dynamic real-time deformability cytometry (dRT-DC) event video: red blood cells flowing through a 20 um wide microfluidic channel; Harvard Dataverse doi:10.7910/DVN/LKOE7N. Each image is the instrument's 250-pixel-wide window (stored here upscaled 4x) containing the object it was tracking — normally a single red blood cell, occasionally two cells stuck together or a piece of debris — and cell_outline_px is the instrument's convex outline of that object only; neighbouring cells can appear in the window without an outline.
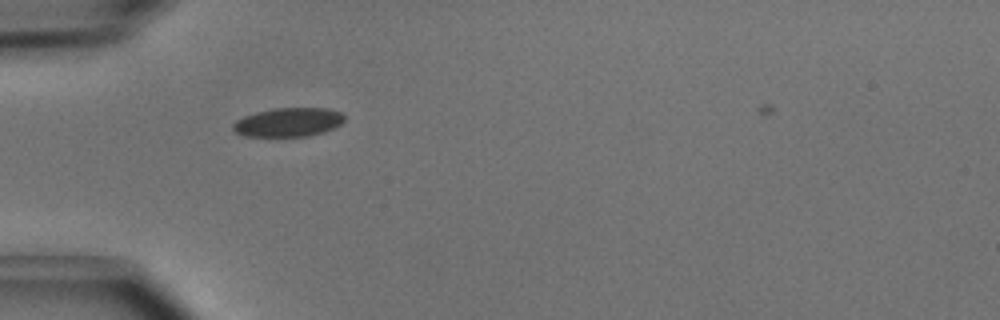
{"species": "common noctule bat (a hibernating species)", "species_latin": "Nyctalus noctula", "temperature_condition": "cold", "stored_images_in_passage": 41, "camera_frame_rate_fps": 3000, "um_per_image_px": 0.085, "animal": {"sex": "male", "body_mass_g": 15.6}, "frame": {"image": 1, "passage_image": 8, "time_ms": 2.333, "image_size_px": [1000, 320], "cell_outline_px": [[344, 120], [340, 124], [324, 132], [308, 136], [244, 136], [236, 132], [232, 128], [232, 124], [236, 120], [244, 116], [256, 112], [272, 108], [328, 108], [340, 112], [344, 116]], "centroid_in_image_um": [24.49, 10.38], "position_along_channel_um": 60.5, "area_um2": 18.73}}
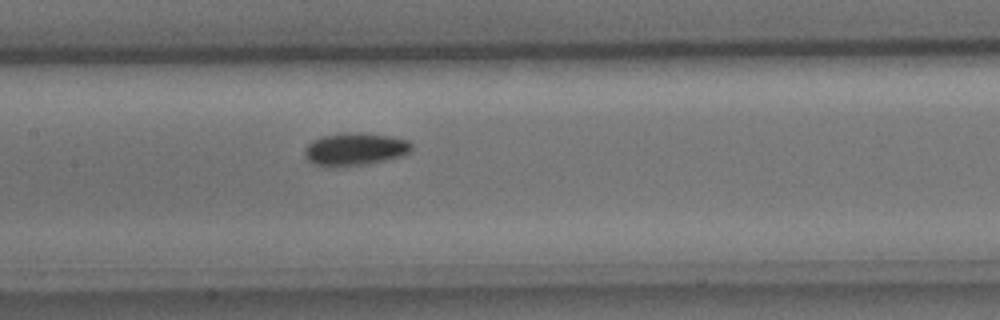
{"frame": {"image": 2, "passage_image": 17, "time_ms": 5.333, "image_size_px": [1000, 320], "cell_outline_px": [[412, 148], [404, 156], [364, 164], [312, 164], [304, 156], [304, 152], [308, 144], [312, 140], [324, 136], [344, 132], [356, 132], [388, 136], [408, 140], [412, 144]], "centroid_in_image_um": [30.2, 12.64], "position_along_channel_um": 177.2, "area_um2": 19.71}}
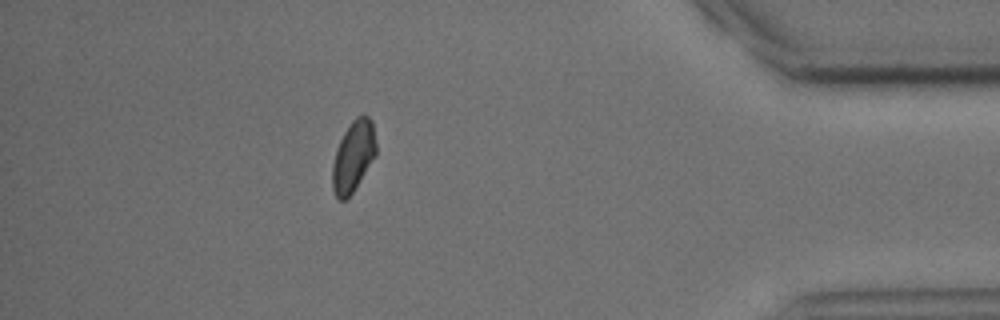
{"frame": {"image": 3, "passage_image": 37, "time_ms": 12.0, "image_size_px": [1000, 320], "cell_outline_px": [[376, 156], [352, 192], [344, 200], [340, 200], [336, 196], [332, 188], [332, 164], [336, 148], [344, 132], [352, 120], [356, 116], [364, 112], [372, 120], [376, 144]], "centroid_in_image_um": [30.03, 13.23], "position_along_channel_um": 405.2, "area_um2": 18.15}}